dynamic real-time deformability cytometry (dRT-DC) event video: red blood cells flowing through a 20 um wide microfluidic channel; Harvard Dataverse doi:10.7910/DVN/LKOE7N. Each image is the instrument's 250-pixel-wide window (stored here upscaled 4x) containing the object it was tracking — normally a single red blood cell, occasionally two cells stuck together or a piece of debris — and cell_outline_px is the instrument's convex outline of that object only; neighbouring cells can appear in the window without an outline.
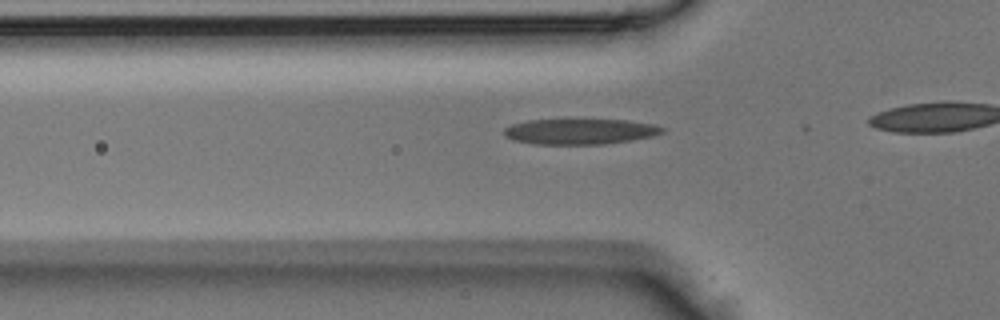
{"species": "Egyptian fruit bat (a non-hibernating species)", "species_latin": "Rousettus aegyptiacus", "temperature_condition": "room temperature", "stored_images_in_passage": 6, "camera_frame_rate_fps": 3000, "um_per_image_px": 0.085, "animal": {"sex": "male"}, "frame": {"image": 1, "passage_image": 4, "time_ms": 1.0, "image_size_px": [1000, 320], "cell_outline_px": [[664, 132], [652, 136], [604, 144], [536, 144], [512, 140], [504, 136], [504, 128], [512, 124], [528, 120], [624, 120], [652, 124], [664, 128]], "centroid_in_image_um": [49.24, 11.18], "position_along_channel_um": 76.6, "area_um2": 23.29}}